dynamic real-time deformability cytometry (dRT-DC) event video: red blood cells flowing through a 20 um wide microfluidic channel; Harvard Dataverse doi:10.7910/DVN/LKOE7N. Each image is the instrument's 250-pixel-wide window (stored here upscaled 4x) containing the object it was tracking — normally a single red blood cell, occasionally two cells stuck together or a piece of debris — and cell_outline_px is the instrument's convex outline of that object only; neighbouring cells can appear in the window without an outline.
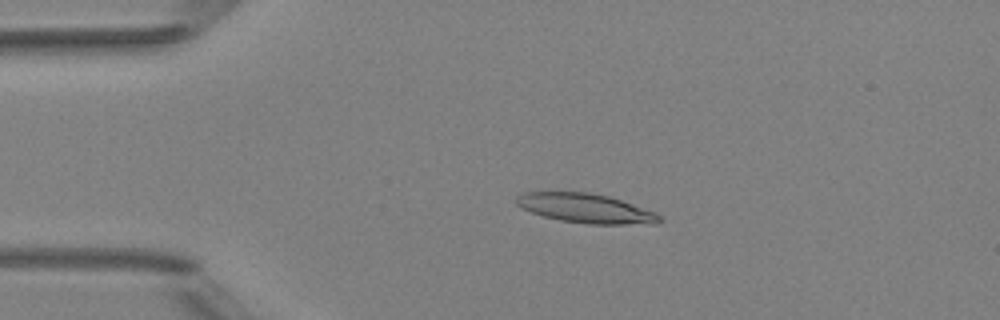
{"species": "Egyptian fruit bat (a non-hibernating species)", "species_latin": "Rousettus aegyptiacus", "temperature_condition": "room temperature", "stored_images_in_passage": 5, "camera_frame_rate_fps": 3000, "um_per_image_px": 0.085, "animal": {"sex": "female"}, "frame": {"image": 1, "passage_image": 4, "time_ms": 3.333, "image_size_px": [1000, 320], "cell_outline_px": [[664, 220], [656, 224], [588, 224], [560, 220], [544, 216], [520, 208], [516, 204], [516, 196], [524, 192], [588, 192], [608, 196], [656, 212]], "centroid_in_image_um": [49.8, 17.71], "position_along_channel_um": 35.2, "area_um2": 24.45}}